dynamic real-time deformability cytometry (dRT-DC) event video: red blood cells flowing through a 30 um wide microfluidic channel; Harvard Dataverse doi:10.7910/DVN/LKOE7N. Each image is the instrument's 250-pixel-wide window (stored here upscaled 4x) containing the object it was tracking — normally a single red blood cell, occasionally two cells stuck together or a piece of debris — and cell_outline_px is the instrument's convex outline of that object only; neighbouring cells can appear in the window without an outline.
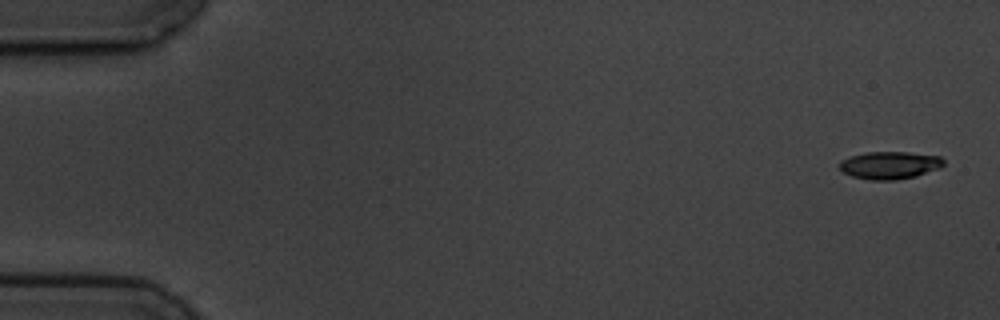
{"species": "common noctule bat (a hibernating species)", "species_latin": "Nyctalus noctula", "temperature_condition": "cold", "stored_images_in_passage": 5, "camera_frame_rate_fps": 3000, "um_per_image_px": 0.085, "animal": {"sex": "male", "body_mass_g": 19.5, "forearm_length_mm": 54.6}, "frame": {"image": 1, "passage_image": 1, "time_ms": 0.0, "image_size_px": [1000, 320], "cell_outline_px": [[944, 164], [940, 168], [916, 176], [896, 180], [872, 180], [852, 176], [844, 172], [840, 168], [840, 160], [848, 156], [864, 152], [908, 152], [940, 156], [944, 160]], "centroid_in_image_um": [75.62, 14.03], "position_along_channel_um": 9.4, "area_um2": 16.82}}
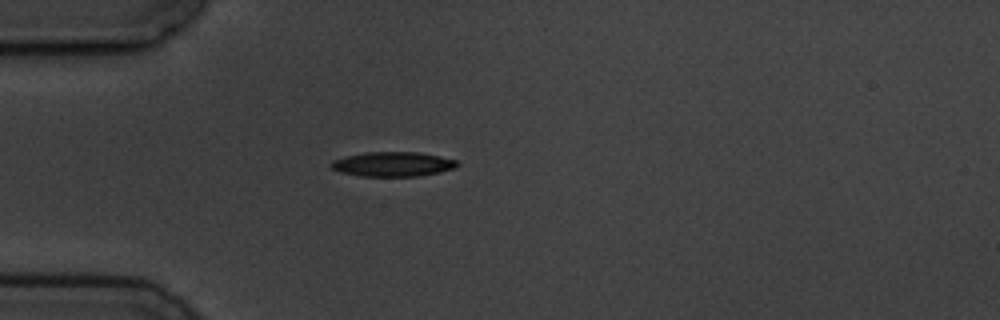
{"frame": {"image": 2, "passage_image": 5, "time_ms": 4.667, "image_size_px": [1000, 320], "cell_outline_px": [[460, 164], [456, 168], [440, 172], [420, 176], [360, 176], [340, 172], [332, 168], [328, 164], [332, 160], [344, 156], [364, 152], [416, 152], [440, 156], [456, 160]], "centroid_in_image_um": [33.37, 13.95], "position_along_channel_um": 51.6, "area_um2": 18.26}}